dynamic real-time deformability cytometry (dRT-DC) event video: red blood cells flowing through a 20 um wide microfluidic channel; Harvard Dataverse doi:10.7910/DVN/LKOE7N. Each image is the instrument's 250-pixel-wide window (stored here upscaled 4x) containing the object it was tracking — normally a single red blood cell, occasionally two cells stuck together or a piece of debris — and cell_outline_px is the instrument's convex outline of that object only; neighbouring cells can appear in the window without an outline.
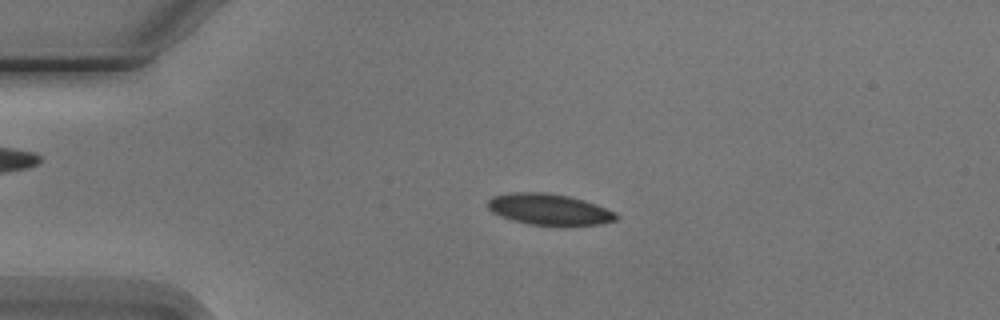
{"species": "Egyptian fruit bat (a non-hibernating species)", "species_latin": "Rousettus aegyptiacus", "temperature_condition": "cold", "stored_images_in_passage": 3, "camera_frame_rate_fps": 3000, "um_per_image_px": 0.085, "animal": {"sex": "male"}, "frame": {"image": 1, "passage_image": 2, "time_ms": 1.333, "image_size_px": [1000, 320], "cell_outline_px": [[620, 216], [616, 220], [600, 224], [528, 224], [512, 220], [500, 216], [492, 212], [488, 208], [488, 200], [492, 196], [512, 192], [544, 192], [568, 196], [584, 200], [596, 204], [616, 212]], "centroid_in_image_um": [46.66, 17.77], "position_along_channel_um": 38.3, "area_um2": 23.06}}